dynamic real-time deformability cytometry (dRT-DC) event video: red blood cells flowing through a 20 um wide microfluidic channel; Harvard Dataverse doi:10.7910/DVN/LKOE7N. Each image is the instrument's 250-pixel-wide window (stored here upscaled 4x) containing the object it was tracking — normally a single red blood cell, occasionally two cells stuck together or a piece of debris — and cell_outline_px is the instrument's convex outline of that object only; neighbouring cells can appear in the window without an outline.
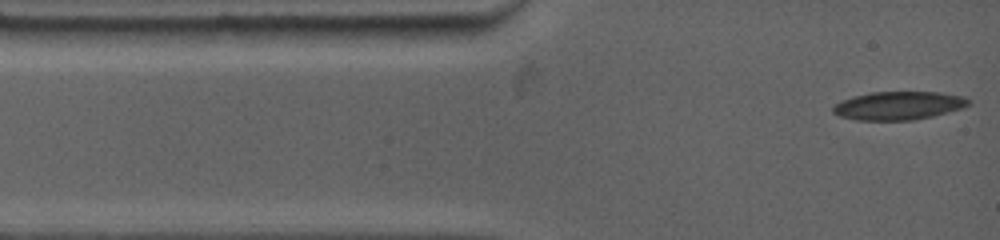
{"species": "common noctule bat (a hibernating species)", "species_latin": "Nyctalus noctula", "temperature_condition": "warm", "stored_images_in_passage": 45, "camera_frame_rate_fps": 4500, "um_per_image_px": 0.085, "animal": {"sex": "female", "body_mass_g": 19.0, "forearm_length_mm": 53.3}, "frame": {"image": 1, "passage_image": 1, "time_ms": 0.0, "image_size_px": [1000, 240], "cell_outline_px": [[972, 104], [964, 108], [932, 116], [912, 120], [856, 120], [840, 116], [832, 112], [832, 108], [836, 104], [852, 96], [872, 92], [936, 92], [964, 96]], "centroid_in_image_um": [76.4, 8.98], "position_along_channel_um": 8.6, "area_um2": 22.31}}
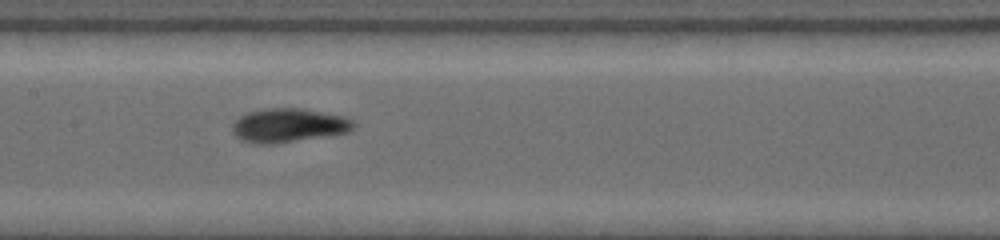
{"frame": {"image": 2, "passage_image": 27, "time_ms": 5.556, "image_size_px": [1000, 240], "cell_outline_px": [[356, 124], [348, 132], [328, 136], [280, 144], [252, 144], [240, 140], [232, 132], [232, 124], [240, 116], [248, 112], [268, 108], [300, 108], [344, 116], [352, 120]], "centroid_in_image_um": [24.5, 10.68], "position_along_channel_um": 182.9, "area_um2": 24.28}}
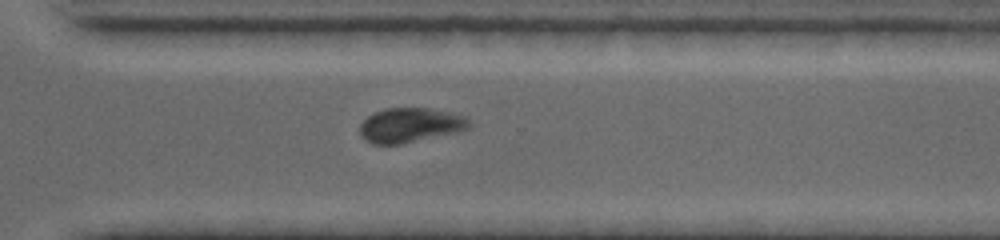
{"frame": {"image": 3, "passage_image": 45, "time_ms": 9.556, "image_size_px": [1000, 240], "cell_outline_px": [[472, 128], [456, 132], [400, 144], [372, 144], [364, 140], [360, 136], [360, 124], [368, 116], [384, 108], [428, 108], [448, 112], [464, 116], [472, 120]], "centroid_in_image_um": [34.88, 10.64], "position_along_channel_um": 335.7, "area_um2": 22.08}}